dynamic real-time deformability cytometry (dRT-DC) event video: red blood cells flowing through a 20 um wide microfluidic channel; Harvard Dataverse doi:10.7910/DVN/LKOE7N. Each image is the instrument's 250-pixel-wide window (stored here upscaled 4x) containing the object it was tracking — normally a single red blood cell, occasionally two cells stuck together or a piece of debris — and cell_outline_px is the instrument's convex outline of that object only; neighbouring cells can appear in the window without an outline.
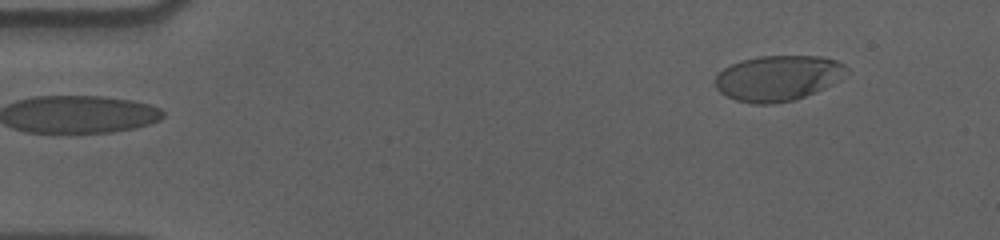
{"species": "human", "species_latin": "Homo sapiens", "temperature_condition": "cold", "stored_images_in_passage": 52, "camera_frame_rate_fps": 3000, "um_per_image_px": 0.085, "donor": {"sex": "male"}, "frame": {"image": 1, "passage_image": 1, "time_ms": 0.0, "image_size_px": [1000, 240], "cell_outline_px": [[848, 72], [832, 84], [824, 88], [796, 100], [772, 104], [752, 104], [736, 100], [720, 92], [716, 88], [716, 76], [724, 68], [740, 60], [760, 56], [820, 56], [836, 60], [844, 64], [848, 68]], "centroid_in_image_um": [66.14, 6.64], "position_along_channel_um": 18.9, "area_um2": 34.8}}
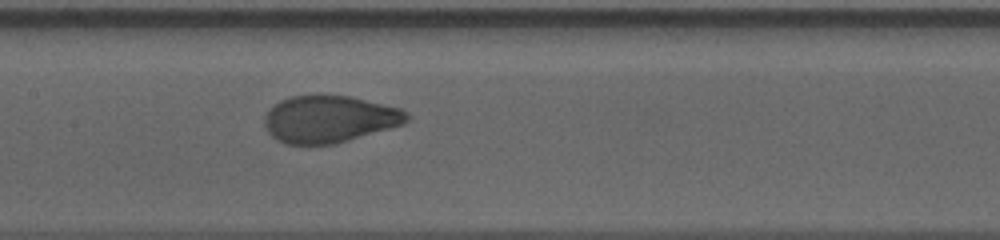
{"frame": {"image": 2, "passage_image": 23, "time_ms": 7.333, "image_size_px": [1000, 240], "cell_outline_px": [[408, 120], [404, 124], [336, 144], [284, 144], [276, 140], [268, 132], [264, 124], [264, 116], [268, 108], [280, 100], [292, 96], [348, 96], [400, 108], [408, 116]], "centroid_in_image_um": [27.94, 10.14], "position_along_channel_um": 179.5, "area_um2": 38.84}}
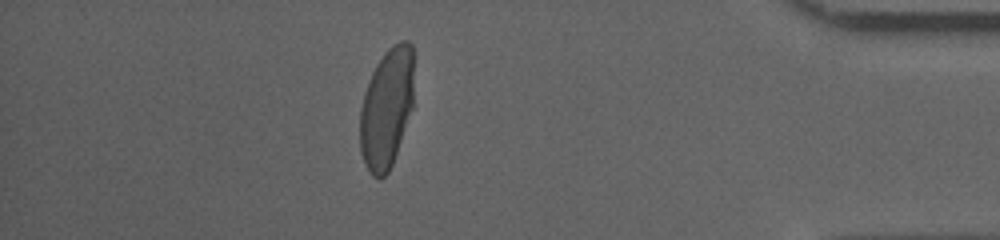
{"frame": {"image": 3, "passage_image": 45, "time_ms": 14.667, "image_size_px": [1000, 240], "cell_outline_px": [[412, 108], [392, 164], [388, 172], [380, 180], [372, 176], [364, 164], [360, 152], [360, 108], [364, 92], [372, 72], [376, 64], [384, 52], [388, 48], [400, 40], [408, 40], [412, 44]], "centroid_in_image_um": [32.83, 9.2], "position_along_channel_um": 402.4, "area_um2": 37.63}, "authors_computed_cell_mechanics": {"area_um2": 38.7838, "velocity_mm_per_s": 3.5929, "shape_relaxation_time_tau1_ms": 3.8748, "shape_relaxation_time_tau2_ms": null, "deformation_change_tau1": 0.1845, "deformation_change_tau2": null}}